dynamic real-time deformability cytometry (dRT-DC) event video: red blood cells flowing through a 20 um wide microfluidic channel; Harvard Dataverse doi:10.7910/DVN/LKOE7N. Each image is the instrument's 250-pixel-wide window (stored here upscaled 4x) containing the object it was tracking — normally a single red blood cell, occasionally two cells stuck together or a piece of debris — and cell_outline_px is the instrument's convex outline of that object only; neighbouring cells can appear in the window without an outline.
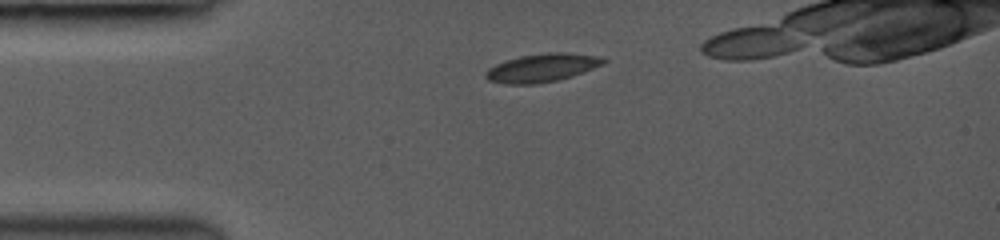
{"species": "common noctule bat (a hibernating species)", "species_latin": "Nyctalus noctula", "temperature_condition": "room temperature", "stored_images_in_passage": 4, "camera_frame_rate_fps": 3000, "um_per_image_px": 0.085, "animal": {"sex": "female", "body_mass_g": 19.0, "forearm_length_mm": 53.3}, "frame": {"image": 1, "passage_image": 3, "time_ms": 1.667, "image_size_px": [1000, 240], "cell_outline_px": [[608, 60], [604, 64], [572, 76], [556, 80], [536, 84], [504, 84], [488, 80], [484, 76], [484, 72], [488, 68], [496, 64], [520, 56], [544, 52], [564, 52], [600, 56]], "centroid_in_image_um": [46.07, 5.76], "position_along_channel_um": 38.9, "area_um2": 19.48}}